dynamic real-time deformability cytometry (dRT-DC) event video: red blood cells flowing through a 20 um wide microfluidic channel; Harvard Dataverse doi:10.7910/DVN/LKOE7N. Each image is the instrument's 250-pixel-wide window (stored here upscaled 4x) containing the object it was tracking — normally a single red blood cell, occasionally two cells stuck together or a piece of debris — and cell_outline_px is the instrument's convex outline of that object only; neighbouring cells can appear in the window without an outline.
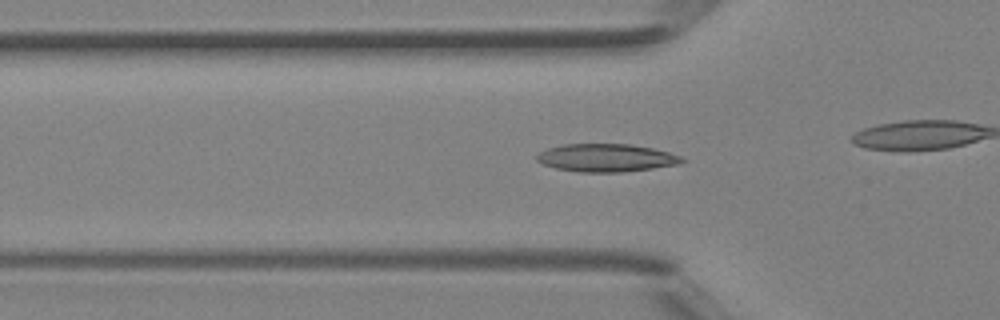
{"species": "Egyptian fruit bat (a non-hibernating species)", "species_latin": "Rousettus aegyptiacus", "temperature_condition": "room temperature", "stored_images_in_passage": 34, "camera_frame_rate_fps": 3000, "um_per_image_px": 0.085, "animal": {"sex": "female"}, "frame": {"image": 1, "passage_image": 15, "time_ms": 4.667, "image_size_px": [1000, 320], "cell_outline_px": [[684, 160], [680, 164], [652, 168], [620, 172], [580, 172], [556, 168], [544, 164], [536, 160], [536, 156], [540, 152], [548, 148], [560, 144], [632, 144], [652, 148], [668, 152], [680, 156]], "centroid_in_image_um": [51.51, 13.41], "position_along_channel_um": 74.3, "area_um2": 23.47}}